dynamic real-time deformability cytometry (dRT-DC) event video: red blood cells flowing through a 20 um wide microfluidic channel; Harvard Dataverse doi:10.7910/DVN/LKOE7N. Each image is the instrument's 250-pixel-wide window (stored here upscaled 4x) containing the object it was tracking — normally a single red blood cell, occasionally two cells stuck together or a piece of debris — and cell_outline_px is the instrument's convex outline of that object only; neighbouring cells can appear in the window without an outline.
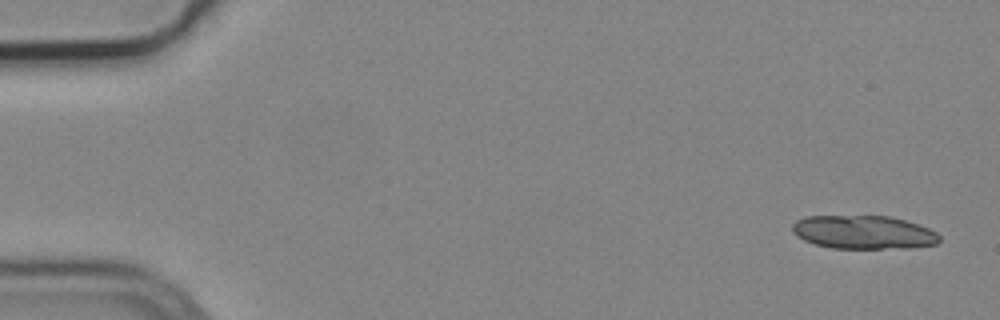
{"species": "common noctule bat (a hibernating species)", "species_latin": "Nyctalus noctula", "temperature_condition": "cold", "stored_images_in_passage": 4, "camera_frame_rate_fps": 3000, "um_per_image_px": 0.085, "animal": {"sex": "male", "body_mass_g": 19.2, "forearm_length_mm": 51.8}, "frame": {"image": 1, "passage_image": 1, "time_ms": 0.0, "image_size_px": [1000, 320], "cell_outline_px": [[940, 240], [936, 244], [912, 248], [832, 248], [816, 244], [804, 240], [796, 236], [792, 232], [792, 224], [796, 220], [808, 216], [888, 216], [904, 220], [928, 228], [936, 232], [940, 236]], "centroid_in_image_um": [73.39, 19.74], "position_along_channel_um": 11.6, "area_um2": 28.67}}